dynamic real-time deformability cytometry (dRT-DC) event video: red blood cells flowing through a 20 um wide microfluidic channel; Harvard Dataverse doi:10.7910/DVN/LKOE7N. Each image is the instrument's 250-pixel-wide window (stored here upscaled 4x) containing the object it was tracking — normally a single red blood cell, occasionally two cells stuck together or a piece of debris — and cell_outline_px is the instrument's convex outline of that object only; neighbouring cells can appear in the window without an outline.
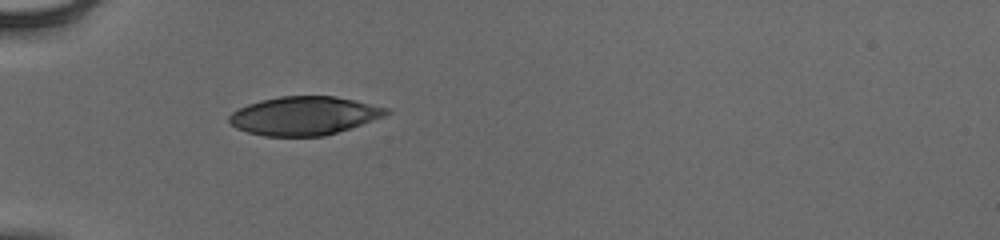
{"species": "human", "species_latin": "Homo sapiens", "temperature_condition": "cold", "stored_images_in_passage": 36, "camera_frame_rate_fps": 3000, "um_per_image_px": 0.085, "donor": {"sex": "male"}, "frame": {"image": 1, "passage_image": 1, "time_ms": 0.0, "image_size_px": [1000, 240], "cell_outline_px": [[392, 112], [384, 116], [324, 136], [264, 136], [248, 132], [236, 128], [228, 120], [228, 116], [232, 112], [248, 104], [260, 100], [280, 96], [336, 96], [356, 100], [388, 108]], "centroid_in_image_um": [25.84, 9.83], "position_along_channel_um": 59.2, "area_um2": 35.08}}
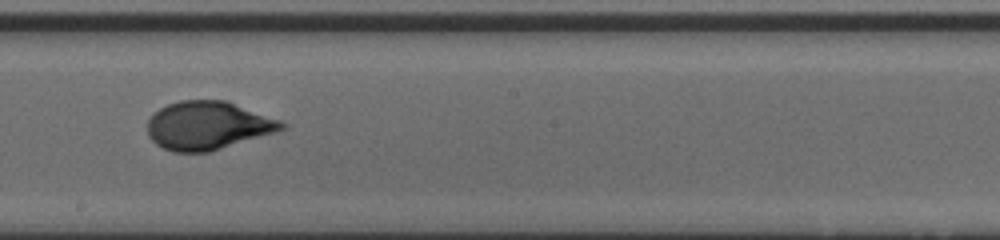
{"frame": {"image": 2, "passage_image": 15, "time_ms": 4.667, "image_size_px": [1000, 240], "cell_outline_px": [[288, 128], [276, 132], [208, 152], [172, 152], [156, 144], [148, 136], [148, 120], [152, 112], [168, 104], [180, 100], [228, 100], [280, 120], [288, 124]], "centroid_in_image_um": [17.68, 10.66], "position_along_channel_um": 230.5, "area_um2": 38.03}}
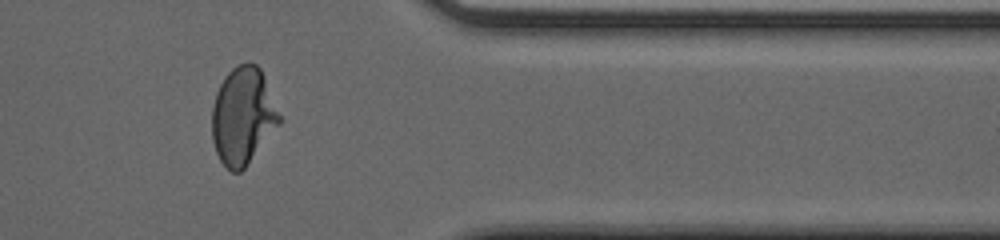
{"frame": {"image": 3, "passage_image": 28, "time_ms": 9.0, "image_size_px": [1000, 240], "cell_outline_px": [[284, 120], [244, 168], [240, 172], [232, 172], [220, 160], [216, 152], [212, 140], [212, 108], [216, 92], [224, 76], [236, 64], [248, 60], [256, 64], [260, 68], [264, 76]], "centroid_in_image_um": [20.67, 9.82], "position_along_channel_um": 390.7, "area_um2": 38.67}, "authors_computed_cell_mechanics": {"area_um2": 37.57, "velocity_mm_per_s": 3.9397, "shape_relaxation_time_tau1_ms": 3.9186, "shape_relaxation_time_tau2_ms": null, "deformation_change_tau1": 0.1976, "deformation_change_tau2": null}}